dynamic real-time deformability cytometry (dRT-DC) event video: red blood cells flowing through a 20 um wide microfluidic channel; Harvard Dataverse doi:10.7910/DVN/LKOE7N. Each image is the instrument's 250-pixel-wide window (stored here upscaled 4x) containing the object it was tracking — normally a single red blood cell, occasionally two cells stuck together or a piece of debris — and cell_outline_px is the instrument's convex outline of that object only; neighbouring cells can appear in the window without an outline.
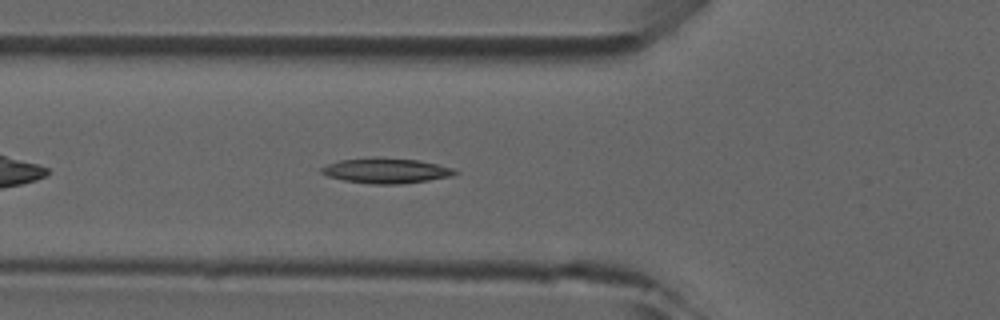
{"species": "common noctule bat (a hibernating species)", "species_latin": "Nyctalus noctula", "temperature_condition": "room temperature", "stored_images_in_passage": 38, "camera_frame_rate_fps": 3000, "um_per_image_px": 0.085, "animal": {"sex": "male", "forearm_length_mm": 52.5}, "frame": {"image": 1, "passage_image": 6, "time_ms": 1.667, "image_size_px": [1000, 320], "cell_outline_px": [[460, 172], [452, 176], [428, 180], [400, 184], [372, 184], [344, 180], [328, 176], [320, 172], [320, 168], [328, 164], [340, 160], [376, 156], [416, 160], [436, 164], [452, 168]], "centroid_in_image_um": [32.8, 14.5], "position_along_channel_um": 93.0, "area_um2": 19.59}}